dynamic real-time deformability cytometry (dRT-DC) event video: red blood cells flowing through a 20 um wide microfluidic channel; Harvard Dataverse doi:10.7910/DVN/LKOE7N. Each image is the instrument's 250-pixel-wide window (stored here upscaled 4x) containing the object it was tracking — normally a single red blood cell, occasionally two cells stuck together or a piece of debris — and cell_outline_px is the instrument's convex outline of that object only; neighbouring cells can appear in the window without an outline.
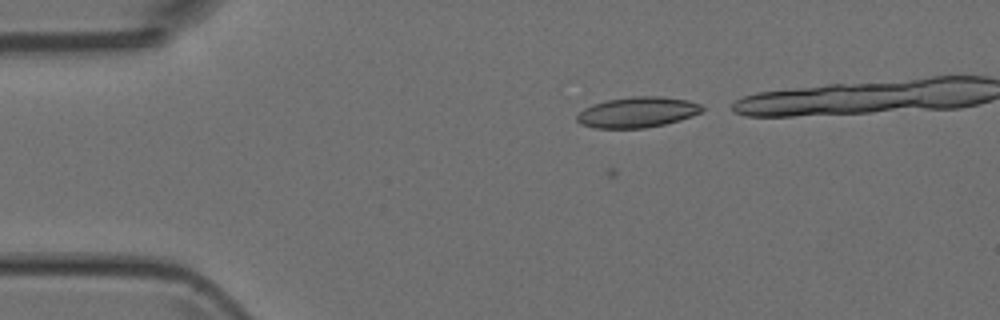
{"species": "Egyptian fruit bat (a non-hibernating species)", "species_latin": "Rousettus aegyptiacus", "temperature_condition": "room temperature", "stored_images_in_passage": 26, "camera_frame_rate_fps": 3000, "um_per_image_px": 0.085, "animal": {"sex": "female"}, "frame": {"image": 1, "passage_image": 4, "time_ms": 1.0, "image_size_px": [1000, 320], "cell_outline_px": [[704, 108], [700, 112], [692, 116], [680, 120], [664, 124], [644, 128], [596, 128], [580, 124], [576, 120], [576, 116], [584, 108], [592, 104], [608, 100], [632, 96], [660, 96], [688, 100], [700, 104]], "centroid_in_image_um": [54.16, 9.54], "position_along_channel_um": 30.8, "area_um2": 22.25}}
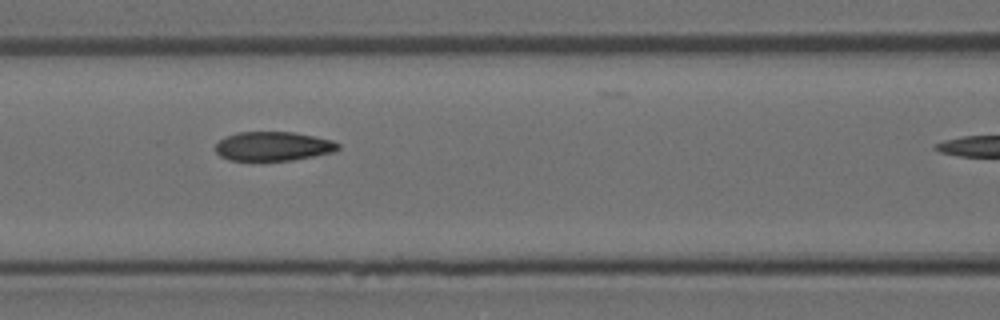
{"frame": {"image": 2, "passage_image": 16, "time_ms": 5.0, "image_size_px": [1000, 320], "cell_outline_px": [[340, 148], [336, 152], [292, 160], [228, 160], [220, 156], [216, 152], [216, 144], [224, 136], [236, 132], [292, 132], [332, 140], [340, 144]], "centroid_in_image_um": [23.22, 12.43], "position_along_channel_um": 143.4, "area_um2": 20.87}}
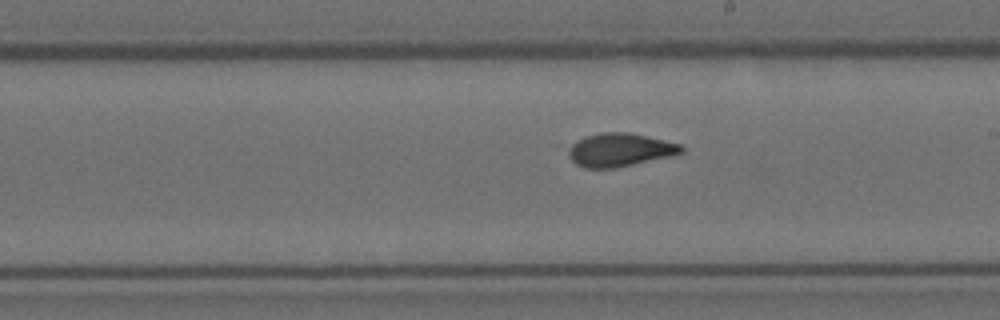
{"frame": {"image": 3, "passage_image": 23, "time_ms": 7.333, "image_size_px": [1000, 320], "cell_outline_px": [[684, 152], [668, 156], [632, 164], [612, 168], [584, 168], [576, 164], [568, 156], [568, 148], [572, 144], [584, 136], [600, 132], [628, 132], [680, 144], [684, 148]], "centroid_in_image_um": [52.63, 12.73], "position_along_channel_um": 236.4, "area_um2": 21.62}}